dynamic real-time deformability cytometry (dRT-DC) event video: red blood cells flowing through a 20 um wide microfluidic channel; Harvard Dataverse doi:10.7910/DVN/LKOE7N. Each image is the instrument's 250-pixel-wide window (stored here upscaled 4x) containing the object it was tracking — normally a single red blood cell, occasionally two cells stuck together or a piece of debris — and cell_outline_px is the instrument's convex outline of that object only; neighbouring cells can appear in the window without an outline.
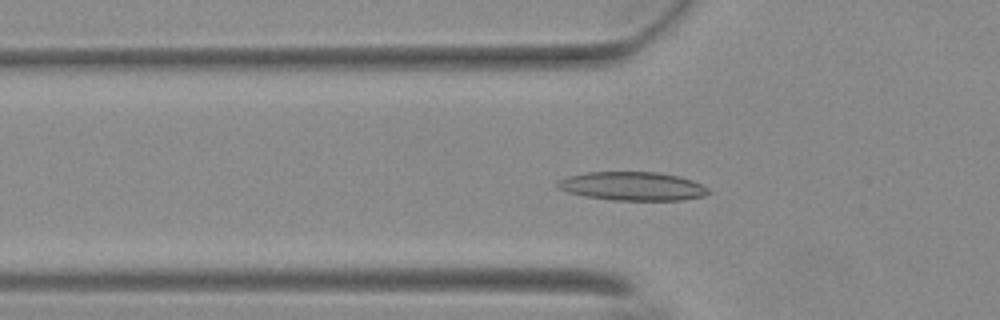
{"species": "Egyptian fruit bat (a non-hibernating species)", "species_latin": "Rousettus aegyptiacus", "temperature_condition": "warm", "stored_images_in_passage": 47, "camera_frame_rate_fps": 3000, "um_per_image_px": 0.085, "animal": {"sex": "female"}, "frame": {"image": 1, "passage_image": 18, "time_ms": 5.667, "image_size_px": [1000, 320], "cell_outline_px": [[712, 192], [704, 196], [684, 200], [612, 200], [584, 196], [568, 192], [556, 188], [556, 184], [560, 180], [568, 176], [588, 172], [656, 172], [680, 176], [692, 180], [708, 188]], "centroid_in_image_um": [53.78, 15.83], "position_along_channel_um": 72.0, "area_um2": 25.26}}
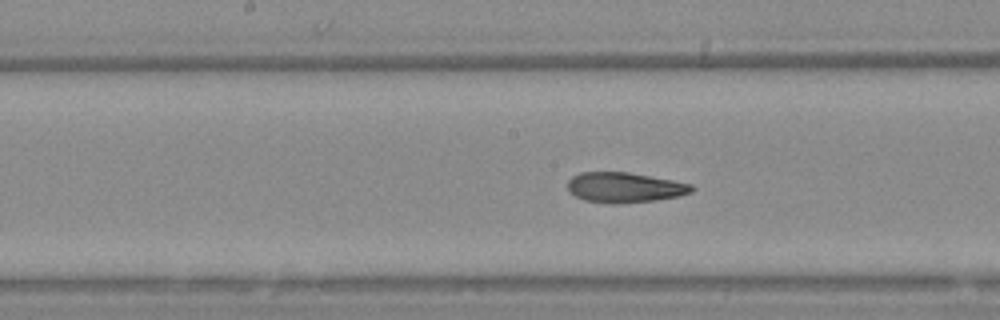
{"frame": {"image": 2, "passage_image": 28, "time_ms": 9.0, "image_size_px": [1000, 320], "cell_outline_px": [[696, 188], [692, 192], [680, 196], [656, 200], [616, 204], [612, 204], [584, 200], [576, 196], [568, 188], [568, 180], [572, 176], [580, 172], [628, 172], [672, 180], [692, 184]], "centroid_in_image_um": [53.12, 15.93], "position_along_channel_um": 195.1, "area_um2": 21.85}}
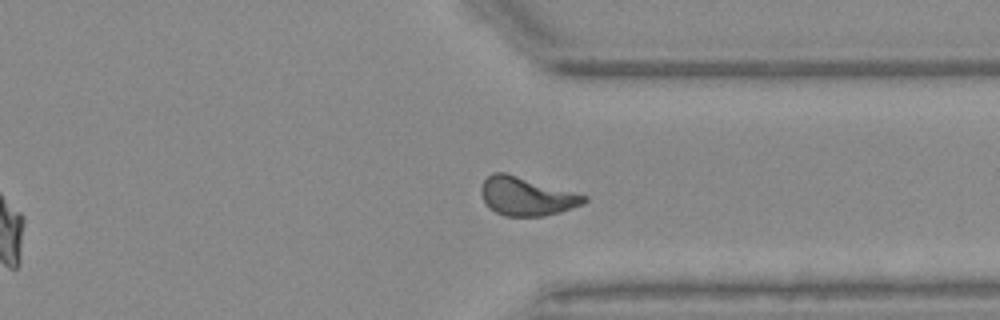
{"frame": {"image": 3, "passage_image": 42, "time_ms": 13.667, "image_size_px": [1000, 320], "cell_outline_px": [[588, 200], [584, 204], [560, 212], [544, 216], [504, 216], [488, 208], [480, 192], [480, 188], [484, 180], [492, 172], [504, 172], [588, 196]], "centroid_in_image_um": [44.74, 16.69], "position_along_channel_um": 366.7, "area_um2": 23.06}, "authors_computed_cell_mechanics": {"area_um2": 22.7154, "velocity_mm_per_s": 3.6829, "shape_relaxation_time_tau1_ms": 8.9827, "shape_relaxation_time_tau2_ms": 2.5674, "deformation_change_tau1": 0.2448, "deformation_change_tau2": 0.0805}}